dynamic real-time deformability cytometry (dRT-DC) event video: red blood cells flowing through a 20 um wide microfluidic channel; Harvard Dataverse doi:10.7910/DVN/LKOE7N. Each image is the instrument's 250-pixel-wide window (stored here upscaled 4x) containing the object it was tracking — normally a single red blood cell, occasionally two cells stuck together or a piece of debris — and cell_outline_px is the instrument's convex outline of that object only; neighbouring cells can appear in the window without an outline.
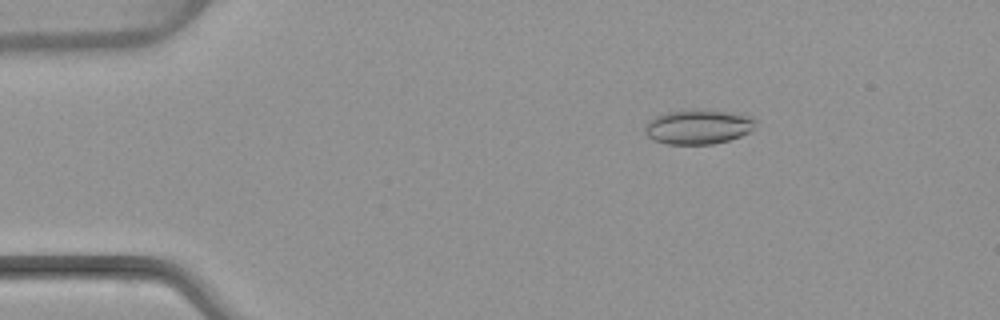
{"species": "common noctule bat (a hibernating species)", "species_latin": "Nyctalus noctula", "temperature_condition": "warm", "stored_images_in_passage": 3, "camera_frame_rate_fps": 3000, "um_per_image_px": 0.085, "animal": {"sex": "female", "body_mass_g": 22.7, "forearm_length_mm": 54.2}, "frame": {"image": 1, "passage_image": 2, "time_ms": 1.667, "image_size_px": [1000, 320], "cell_outline_px": [[756, 120], [752, 132], [728, 140], [712, 144], [668, 144], [652, 140], [644, 132], [644, 124], [648, 120], [656, 116], [668, 112], [696, 108], [752, 116]], "centroid_in_image_um": [59.32, 10.78], "position_along_channel_um": 25.7, "area_um2": 22.48}}